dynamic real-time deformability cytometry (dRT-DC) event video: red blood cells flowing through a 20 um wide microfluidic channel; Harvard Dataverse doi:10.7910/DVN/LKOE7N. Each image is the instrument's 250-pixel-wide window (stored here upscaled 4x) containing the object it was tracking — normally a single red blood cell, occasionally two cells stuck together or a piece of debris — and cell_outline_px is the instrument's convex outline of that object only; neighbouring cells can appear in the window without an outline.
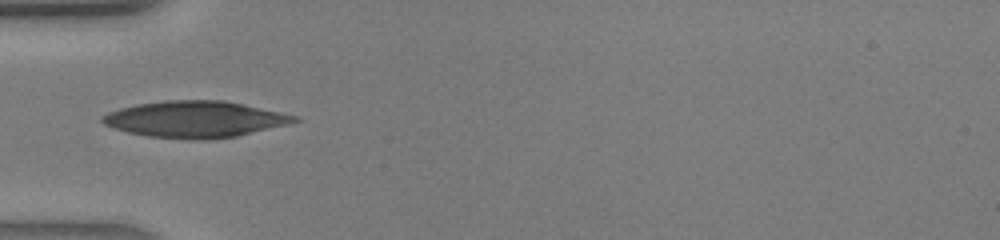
{"species": "human", "species_latin": "Homo sapiens", "temperature_condition": "warm", "stored_images_in_passage": 28, "camera_frame_rate_fps": 3000, "um_per_image_px": 0.085, "donor": {"sex": "male"}, "frame": {"image": 1, "passage_image": 1, "time_ms": 0.0, "image_size_px": [1000, 240], "cell_outline_px": [[300, 120], [288, 124], [236, 136], [204, 140], [192, 140], [148, 136], [128, 132], [104, 124], [100, 120], [100, 116], [108, 112], [120, 108], [136, 104], [164, 100], [224, 100], [296, 116]], "centroid_in_image_um": [16.52, 10.13], "position_along_channel_um": 68.5, "area_um2": 40.46}}
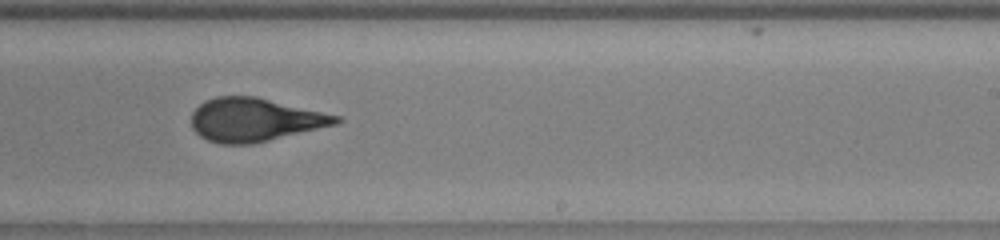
{"frame": {"image": 2, "passage_image": 13, "time_ms": 4.0, "image_size_px": [1000, 240], "cell_outline_px": [[344, 120], [336, 124], [252, 144], [220, 144], [208, 140], [200, 136], [192, 128], [192, 112], [204, 100], [216, 96], [256, 96], [340, 116]], "centroid_in_image_um": [21.63, 10.17], "position_along_channel_um": 267.4, "area_um2": 36.41}}
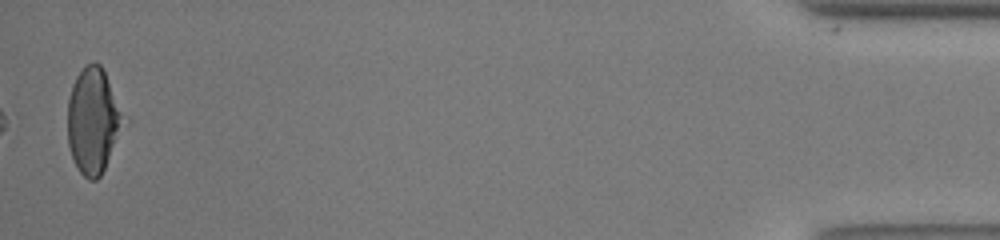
{"frame": {"image": 3, "passage_image": 28, "time_ms": 9.0, "image_size_px": [1000, 240], "cell_outline_px": [[120, 116], [112, 144], [104, 168], [100, 176], [96, 180], [88, 180], [80, 172], [72, 156], [68, 144], [68, 100], [72, 84], [76, 76], [84, 64], [100, 64], [104, 68], [120, 112]], "centroid_in_image_um": [7.8, 10.21], "position_along_channel_um": 427.4, "area_um2": 32.31}}